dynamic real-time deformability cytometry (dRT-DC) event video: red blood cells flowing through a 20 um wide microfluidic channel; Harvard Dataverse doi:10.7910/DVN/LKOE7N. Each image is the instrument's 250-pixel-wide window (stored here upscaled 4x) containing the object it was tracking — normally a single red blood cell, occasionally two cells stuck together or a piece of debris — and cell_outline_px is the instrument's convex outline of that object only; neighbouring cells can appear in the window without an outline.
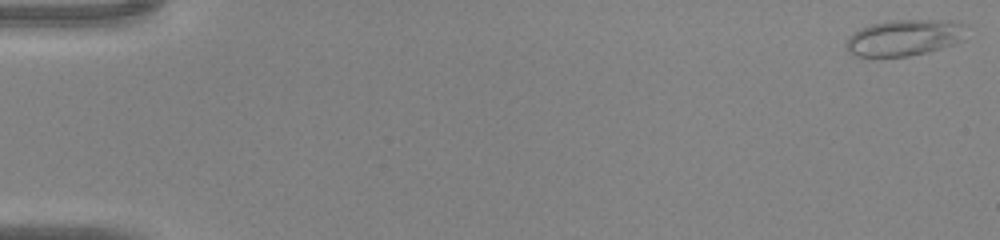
{"species": "common noctule bat (a hibernating species)", "species_latin": "Nyctalus noctula", "temperature_condition": "warm", "stored_images_in_passage": 44, "camera_frame_rate_fps": 3000, "um_per_image_px": 0.085, "animal": {"sex": "male", "body_mass_g": 20.0, "forearm_length_mm": 53.3}, "frame": {"image": 1, "passage_image": 1, "time_ms": 0.0, "image_size_px": [1000, 240], "cell_outline_px": [[968, 24], [964, 40], [956, 44], [908, 56], [856, 56], [848, 52], [844, 44], [848, 36], [860, 28], [872, 24], [892, 20], [956, 20]], "centroid_in_image_um": [76.92, 3.18], "position_along_channel_um": 8.1, "area_um2": 25.72}}
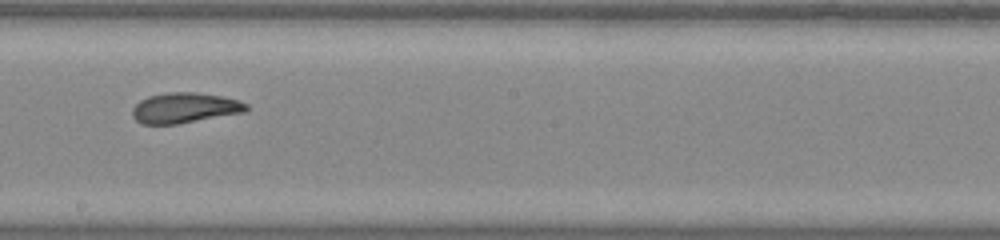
{"frame": {"image": 2, "passage_image": 26, "time_ms": 8.333, "image_size_px": [1000, 240], "cell_outline_px": [[248, 108], [244, 112], [176, 124], [140, 124], [132, 116], [132, 108], [140, 100], [148, 96], [168, 92], [196, 92], [220, 96], [240, 100], [248, 104]], "centroid_in_image_um": [15.67, 9.16], "position_along_channel_um": 232.5, "area_um2": 20.11}}
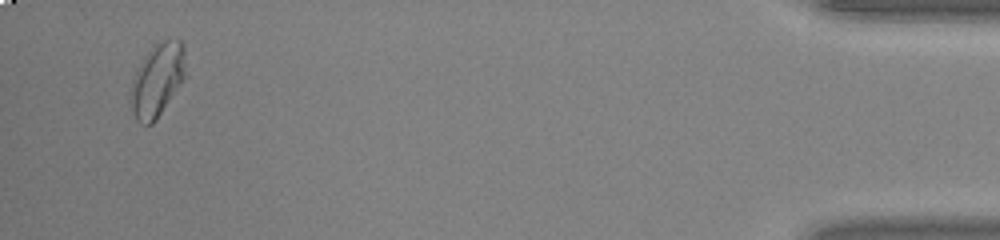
{"frame": {"image": 3, "passage_image": 43, "time_ms": 14.0, "image_size_px": [1000, 240], "cell_outline_px": [[184, 76], [180, 84], [156, 120], [152, 124], [140, 124], [136, 120], [132, 112], [128, 100], [132, 80], [140, 64], [148, 52], [156, 44], [164, 40], [180, 40], [184, 44]], "centroid_in_image_um": [13.32, 6.84], "position_along_channel_um": 421.9, "area_um2": 23.06}}